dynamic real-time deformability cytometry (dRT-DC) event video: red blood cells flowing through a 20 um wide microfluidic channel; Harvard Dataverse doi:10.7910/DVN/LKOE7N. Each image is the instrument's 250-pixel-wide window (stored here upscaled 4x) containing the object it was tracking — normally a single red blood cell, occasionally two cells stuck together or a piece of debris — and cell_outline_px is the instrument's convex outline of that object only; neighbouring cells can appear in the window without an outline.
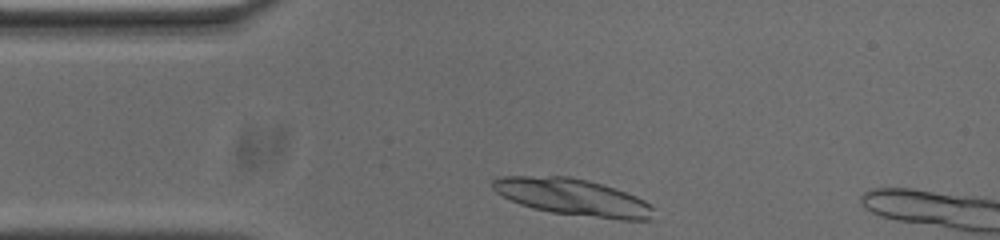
{"species": "common noctule bat (a hibernating species)", "species_latin": "Nyctalus noctula", "temperature_condition": "cold", "stored_images_in_passage": 33, "camera_frame_rate_fps": 3000, "um_per_image_px": 0.085, "animal": {"sex": "male", "body_mass_g": 20.0, "forearm_length_mm": 53.3}, "frame": {"image": 1, "passage_image": 1, "time_ms": 0.0, "image_size_px": [1000, 240], "cell_outline_px": [[652, 220], [620, 220], [552, 212], [532, 208], [520, 204], [496, 192], [492, 188], [492, 180], [500, 176], [568, 176], [588, 180], [636, 196], [644, 200], [652, 208]], "centroid_in_image_um": [48.67, 16.76], "position_along_channel_um": 36.3, "area_um2": 34.1}}